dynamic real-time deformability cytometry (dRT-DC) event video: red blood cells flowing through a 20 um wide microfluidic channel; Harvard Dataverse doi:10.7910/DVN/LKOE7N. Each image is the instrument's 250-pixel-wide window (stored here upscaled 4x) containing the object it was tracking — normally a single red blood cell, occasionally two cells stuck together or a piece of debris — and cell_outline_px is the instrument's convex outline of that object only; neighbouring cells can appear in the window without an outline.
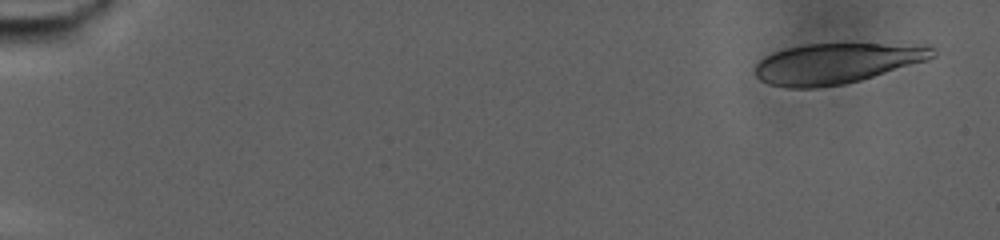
{"species": "human", "species_latin": "Homo sapiens", "temperature_condition": "warm", "stored_images_in_passage": 76, "camera_frame_rate_fps": 3000, "um_per_image_px": 0.085, "donor": {"sex": "male"}, "frame": {"image": 1, "passage_image": 1, "time_ms": 0.0, "image_size_px": [1000, 240], "cell_outline_px": [[936, 56], [928, 60], [860, 80], [844, 84], [816, 88], [784, 88], [768, 84], [760, 80], [756, 76], [756, 64], [764, 56], [772, 52], [788, 48], [808, 44], [928, 44], [936, 48]], "centroid_in_image_um": [71.14, 5.38], "position_along_channel_um": 13.9, "area_um2": 42.08}}
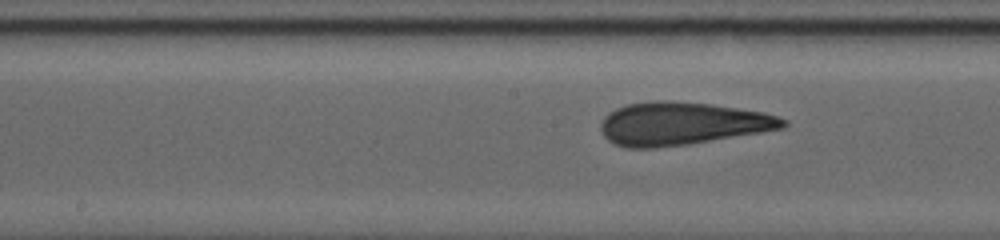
{"frame": {"image": 2, "passage_image": 40, "time_ms": 13.0, "image_size_px": [1000, 240], "cell_outline_px": [[788, 124], [784, 128], [688, 144], [652, 148], [624, 148], [608, 140], [600, 132], [600, 124], [604, 116], [608, 112], [616, 108], [628, 104], [652, 100], [668, 100], [712, 104], [764, 112], [788, 120]], "centroid_in_image_um": [57.93, 10.5], "position_along_channel_um": 190.3, "area_um2": 45.72}}
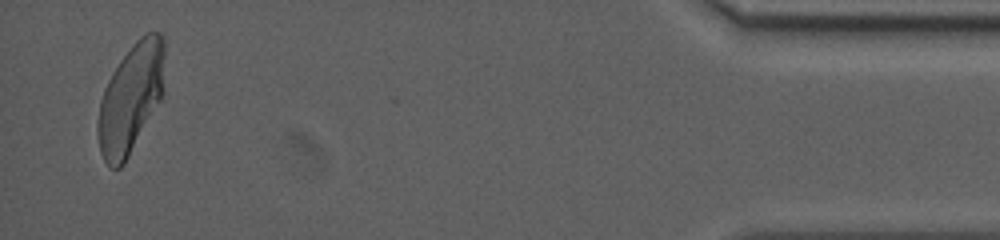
{"frame": {"image": 3, "passage_image": 74, "time_ms": 24.333, "image_size_px": [1000, 240], "cell_outline_px": [[164, 96], [124, 164], [120, 168], [112, 168], [104, 160], [100, 152], [96, 132], [96, 124], [100, 100], [104, 88], [112, 72], [120, 60], [132, 44], [140, 36], [148, 32], [160, 32], [164, 36]], "centroid_in_image_um": [11.12, 8.36], "position_along_channel_um": 424.1, "area_um2": 43.23}, "authors_computed_cell_mechanics": {"area_um2": 43.8413, "velocity_mm_per_s": 2.6774, "shape_relaxation_time_tau1_ms": 10.279, "shape_relaxation_time_tau2_ms": 1.6403, "deformation_change_tau1": 0.2584, "deformation_change_tau2": 0.0992}}